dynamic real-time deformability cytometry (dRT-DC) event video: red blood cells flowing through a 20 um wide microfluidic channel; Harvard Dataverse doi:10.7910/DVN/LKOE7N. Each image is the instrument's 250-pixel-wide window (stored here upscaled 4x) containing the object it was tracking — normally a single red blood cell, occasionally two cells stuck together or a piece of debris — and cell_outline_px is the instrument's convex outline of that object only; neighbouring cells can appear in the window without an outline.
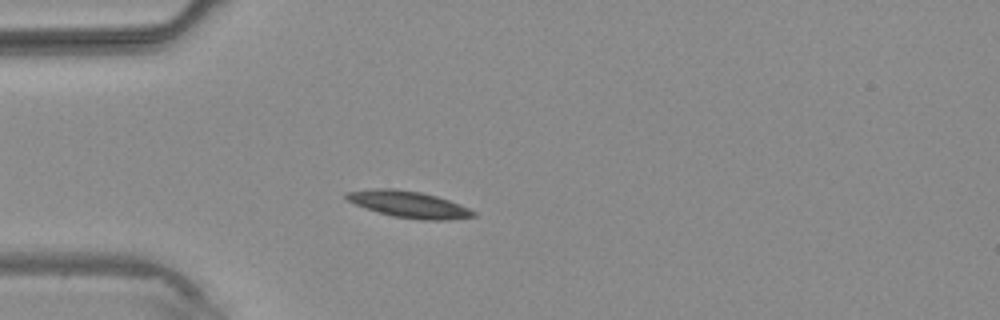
{"species": "common noctule bat (a hibernating species)", "species_latin": "Nyctalus noctula", "temperature_condition": "warm", "stored_images_in_passage": 2, "camera_frame_rate_fps": 3000, "um_per_image_px": 0.085, "animal": {"sex": "male", "body_mass_g": 20.4}, "frame": {"image": 1, "passage_image": 2, "time_ms": 1.333, "image_size_px": [1000, 320], "cell_outline_px": [[476, 216], [448, 220], [420, 220], [392, 216], [356, 204], [348, 200], [344, 196], [344, 192], [376, 188], [396, 188], [420, 192], [436, 196], [460, 204], [476, 212]], "centroid_in_image_um": [34.76, 17.36], "position_along_channel_um": 50.2, "area_um2": 19.54}}